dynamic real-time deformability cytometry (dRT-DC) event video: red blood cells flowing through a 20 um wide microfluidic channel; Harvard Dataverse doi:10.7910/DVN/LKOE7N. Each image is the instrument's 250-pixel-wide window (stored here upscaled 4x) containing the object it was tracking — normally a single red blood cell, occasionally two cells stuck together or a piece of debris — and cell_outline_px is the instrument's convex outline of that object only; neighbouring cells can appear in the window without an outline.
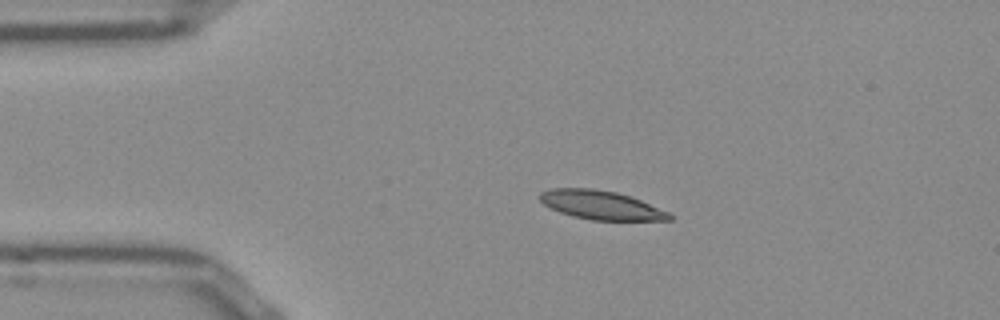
{"species": "Egyptian fruit bat (a non-hibernating species)", "species_latin": "Rousettus aegyptiacus", "temperature_condition": "room temperature", "stored_images_in_passage": 43, "camera_frame_rate_fps": 3000, "um_per_image_px": 0.085, "frame": {"image": 1, "passage_image": 1, "time_ms": 0.0, "image_size_px": [1000, 320], "cell_outline_px": [[672, 220], [592, 220], [572, 216], [560, 212], [544, 204], [540, 200], [540, 192], [552, 188], [592, 188], [616, 192], [640, 200], [668, 212], [672, 216]], "centroid_in_image_um": [51.06, 17.43], "position_along_channel_um": 33.9, "area_um2": 21.5}}
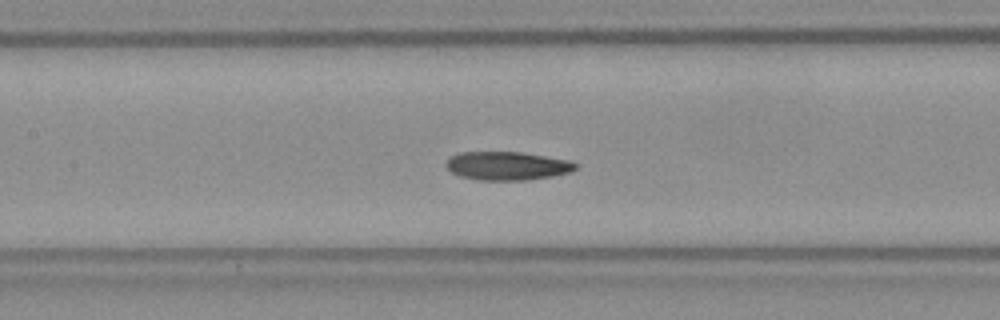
{"frame": {"image": 2, "passage_image": 14, "time_ms": 4.333, "image_size_px": [1000, 320], "cell_outline_px": [[576, 168], [572, 172], [552, 176], [528, 180], [480, 180], [460, 176], [452, 172], [444, 164], [452, 156], [460, 152], [520, 152], [568, 160], [576, 164]], "centroid_in_image_um": [43.11, 14.1], "position_along_channel_um": 164.3, "area_um2": 21.33}}
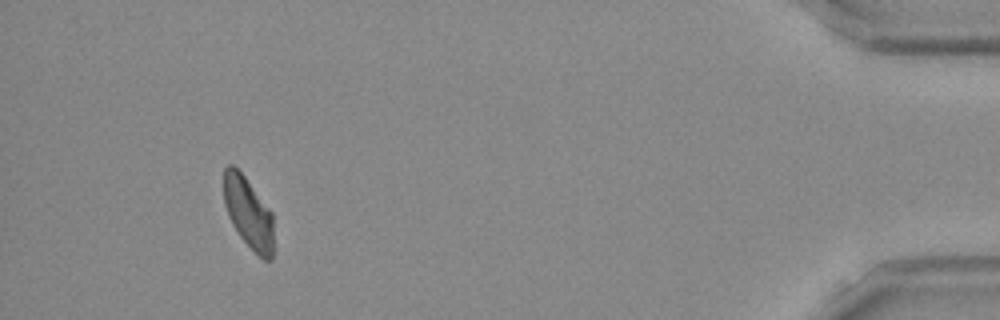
{"frame": {"image": 3, "passage_image": 39, "time_ms": 12.667, "image_size_px": [1000, 320], "cell_outline_px": [[272, 260], [264, 260], [240, 236], [232, 224], [228, 216], [224, 204], [224, 168], [228, 164], [232, 164], [244, 176], [272, 212]], "centroid_in_image_um": [21.09, 18.06], "position_along_channel_um": 414.1, "area_um2": 20.23}, "authors_computed_cell_mechanics": {"area_um2": 21.675, "velocity_mm_per_s": 3.8472, "shape_relaxation_time_tau1_ms": null, "shape_relaxation_time_tau2_ms": 1.7763, "deformation_change_tau1": null, "deformation_change_tau2": 0.0788}}